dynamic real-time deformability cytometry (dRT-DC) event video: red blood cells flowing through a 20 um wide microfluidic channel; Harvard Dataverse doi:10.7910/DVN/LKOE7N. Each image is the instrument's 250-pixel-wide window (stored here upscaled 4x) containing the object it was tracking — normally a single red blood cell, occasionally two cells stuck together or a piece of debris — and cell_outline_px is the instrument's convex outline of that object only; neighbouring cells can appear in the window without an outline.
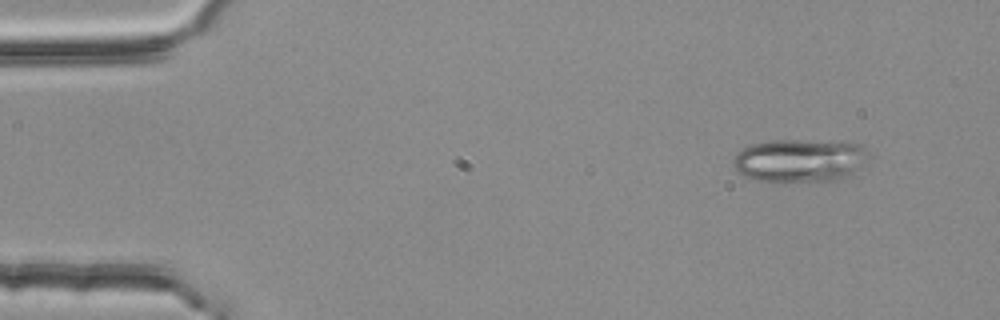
{"species": "common noctule bat (a hibernating species)", "species_latin": "Nyctalus noctula", "temperature_condition": "room temperature", "stored_images_in_passage": 3, "camera_frame_rate_fps": 3000, "um_per_image_px": 0.085, "animal": {"sex": "female", "body_mass_g": 25.1}, "frame": {"image": 1, "passage_image": 1, "time_ms": 0.0, "image_size_px": [1000, 320], "cell_outline_px": [[868, 152], [852, 172], [840, 180], [784, 184], [756, 180], [744, 176], [732, 164], [732, 160], [736, 152], [752, 144], [768, 140], [800, 140], [860, 144]], "centroid_in_image_um": [67.85, 13.68], "position_along_channel_um": 17.1, "area_um2": 34.1}}